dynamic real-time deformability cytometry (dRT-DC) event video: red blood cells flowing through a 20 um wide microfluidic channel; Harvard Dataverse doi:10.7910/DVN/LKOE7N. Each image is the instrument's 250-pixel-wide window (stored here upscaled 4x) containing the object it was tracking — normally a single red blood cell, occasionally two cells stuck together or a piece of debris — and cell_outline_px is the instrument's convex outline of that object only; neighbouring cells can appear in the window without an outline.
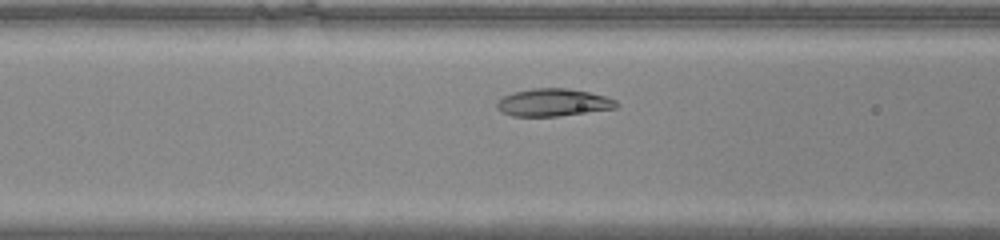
{"species": "common noctule bat (a hibernating species)", "species_latin": "Nyctalus noctula", "temperature_condition": "warm", "stored_images_in_passage": 38, "camera_frame_rate_fps": 3000, "um_per_image_px": 0.085, "animal": {"sex": "male", "body_mass_g": 20.0, "forearm_length_mm": 53.3}, "frame": {"image": 1, "passage_image": 10, "time_ms": 3.0, "image_size_px": [1000, 240], "cell_outline_px": [[620, 104], [616, 108], [556, 116], [512, 116], [500, 112], [496, 108], [496, 100], [512, 92], [532, 88], [564, 88], [588, 92], [604, 96], [616, 100]], "centroid_in_image_um": [46.96, 8.71], "position_along_channel_um": 119.6, "area_um2": 19.19}}
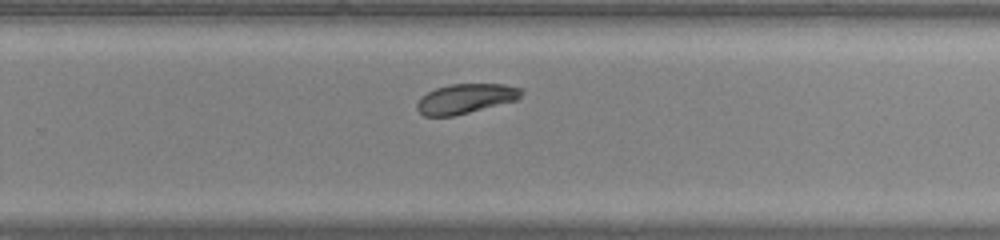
{"frame": {"image": 2, "passage_image": 23, "time_ms": 7.333, "image_size_px": [1000, 240], "cell_outline_px": [[524, 92], [516, 100], [452, 116], [424, 116], [416, 108], [416, 104], [420, 96], [436, 88], [448, 84], [504, 84], [524, 88]], "centroid_in_image_um": [39.56, 8.37], "position_along_channel_um": 290.2, "area_um2": 18.03}}
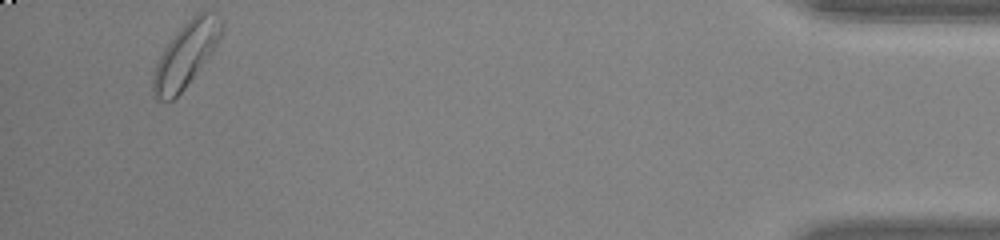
{"frame": {"image": 3, "passage_image": 38, "time_ms": 12.333, "image_size_px": [1000, 240], "cell_outline_px": [[224, 32], [212, 52], [184, 88], [172, 100], [156, 100], [152, 92], [152, 76], [156, 64], [164, 48], [176, 32], [196, 12], [208, 12], [224, 20]], "centroid_in_image_um": [15.8, 4.63], "position_along_channel_um": 419.4, "area_um2": 25.49}, "authors_computed_cell_mechanics": {"area_um2": 19.1029, "velocity_mm_per_s": 3.9509, "shape_relaxation_time_tau1_ms": 2.7326, "shape_relaxation_time_tau2_ms": null, "deformation_change_tau1": 0.1415, "deformation_change_tau2": null}}